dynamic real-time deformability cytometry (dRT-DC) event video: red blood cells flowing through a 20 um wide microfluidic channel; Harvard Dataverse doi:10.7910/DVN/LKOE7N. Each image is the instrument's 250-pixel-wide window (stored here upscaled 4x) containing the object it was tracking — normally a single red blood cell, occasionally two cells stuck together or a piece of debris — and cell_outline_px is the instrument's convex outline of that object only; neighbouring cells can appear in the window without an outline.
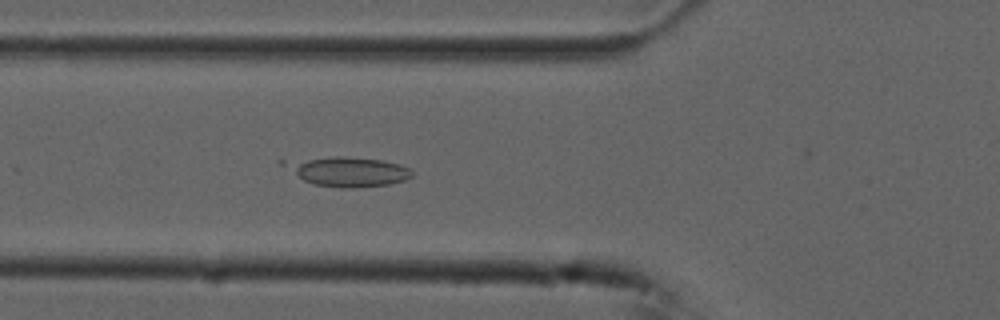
{"species": "common noctule bat (a hibernating species)", "species_latin": "Nyctalus noctula", "temperature_condition": "cold", "stored_images_in_passage": 51, "camera_frame_rate_fps": 3000, "um_per_image_px": 0.085, "animal": {"sex": "male", "forearm_length_mm": 52.5}, "frame": {"image": 1, "passage_image": 16, "time_ms": 5.0, "image_size_px": [1000, 320], "cell_outline_px": [[412, 176], [404, 180], [388, 184], [356, 188], [340, 188], [312, 184], [304, 180], [280, 164], [276, 160], [336, 156], [348, 156], [380, 160], [400, 164], [408, 168], [412, 172]], "centroid_in_image_um": [29.47, 14.56], "position_along_channel_um": 96.3, "area_um2": 22.25}}
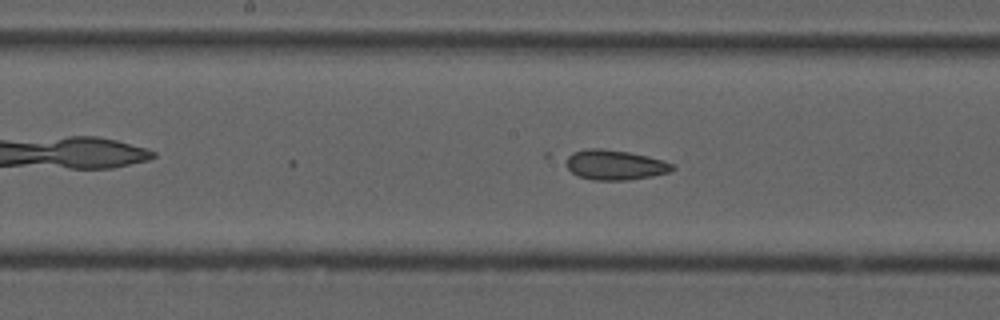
{"frame": {"image": 2, "passage_image": 24, "time_ms": 7.667, "image_size_px": [1000, 320], "cell_outline_px": [[676, 168], [672, 172], [652, 176], [628, 180], [592, 180], [576, 176], [568, 168], [564, 156], [572, 152], [588, 148], [600, 148], [628, 152], [648, 156], [672, 164]], "centroid_in_image_um": [52.23, 14.02], "position_along_channel_um": 196.0, "area_um2": 18.73}}
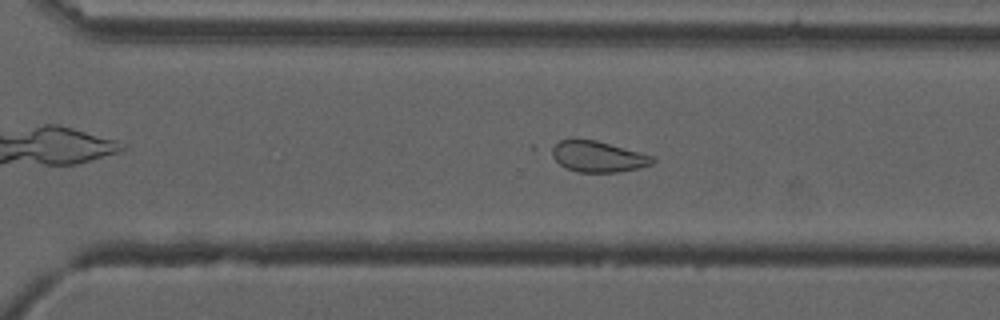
{"frame": {"image": 3, "passage_image": 34, "time_ms": 11.0, "image_size_px": [1000, 320], "cell_outline_px": [[656, 160], [652, 164], [620, 172], [576, 172], [560, 164], [552, 156], [548, 148], [560, 140], [596, 140], [656, 156]], "centroid_in_image_um": [50.83, 13.31], "position_along_channel_um": 319.8, "area_um2": 18.21}}